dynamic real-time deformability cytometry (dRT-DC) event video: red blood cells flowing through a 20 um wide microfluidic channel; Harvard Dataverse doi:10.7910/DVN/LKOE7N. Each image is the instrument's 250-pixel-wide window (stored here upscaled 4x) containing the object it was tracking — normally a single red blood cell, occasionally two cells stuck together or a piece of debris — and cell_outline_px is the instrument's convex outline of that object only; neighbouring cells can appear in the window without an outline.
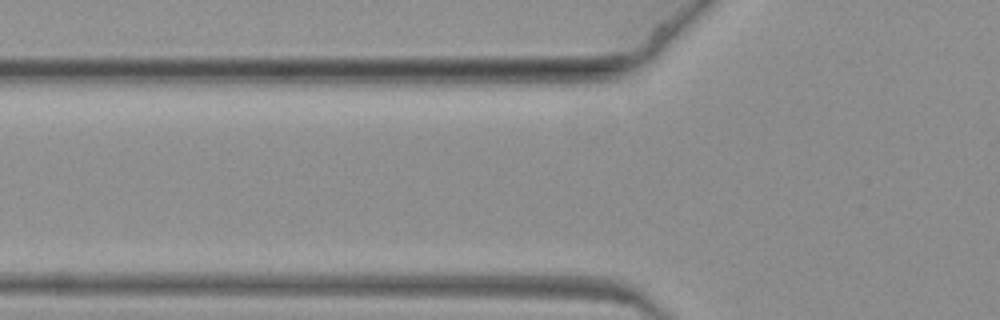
{"species": "common noctule bat (a hibernating species)", "species_latin": "Nyctalus noctula", "temperature_condition": "warm", "stored_images_in_passage": 4, "camera_frame_rate_fps": 3000, "um_per_image_px": 0.085, "animal": {"sex": "female", "body_mass_g": 19.3, "forearm_length_mm": 54.1}, "frame": {"image": 1, "passage_image": 3, "time_ms": 0.667, "image_size_px": [1000, 320], "cell_outline_px": [[628, 304], [620, 304], [456, 296], [456, 292], [464, 288], [548, 288], [616, 296], [624, 300]], "centroid_in_image_um": [45.92, 25.08], "position_along_channel_um": 79.9, "area_um2": 12.08}}